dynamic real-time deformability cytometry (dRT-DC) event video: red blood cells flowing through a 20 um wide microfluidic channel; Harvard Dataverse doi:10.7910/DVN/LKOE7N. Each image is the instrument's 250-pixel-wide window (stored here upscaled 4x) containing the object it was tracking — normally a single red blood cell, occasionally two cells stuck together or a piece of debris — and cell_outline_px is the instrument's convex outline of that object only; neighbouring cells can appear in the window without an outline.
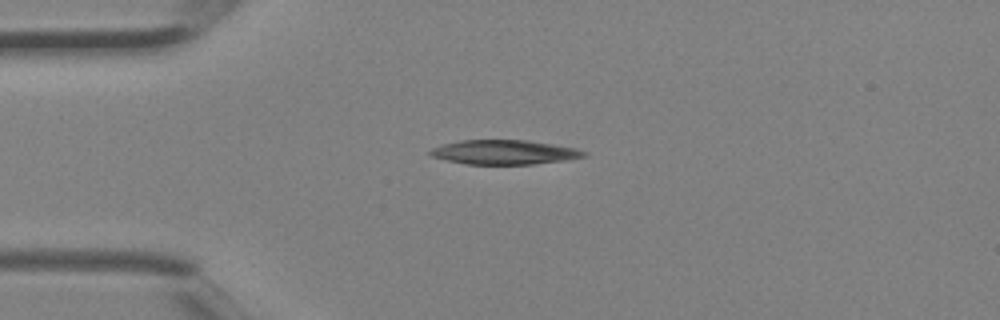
{"species": "Egyptian fruit bat (a non-hibernating species)", "species_latin": "Rousettus aegyptiacus", "temperature_condition": "room temperature", "stored_images_in_passage": 2, "camera_frame_rate_fps": 3000, "um_per_image_px": 0.085, "animal": {"sex": "female"}, "frame": {"image": 1, "passage_image": 1, "time_ms": 0.0, "image_size_px": [1000, 320], "cell_outline_px": [[588, 156], [564, 160], [532, 164], [464, 164], [432, 156], [428, 152], [432, 148], [440, 144], [460, 140], [528, 140], [576, 148], [588, 152]], "centroid_in_image_um": [42.86, 12.93], "position_along_channel_um": 42.1, "area_um2": 21.85}}
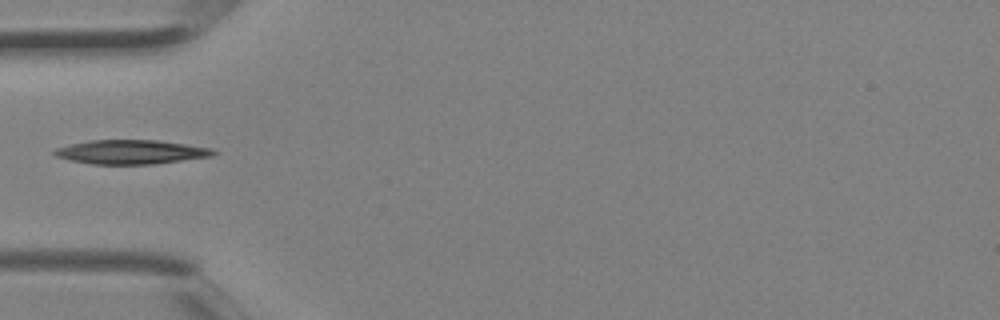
{"frame": {"image": 2, "passage_image": 2, "time_ms": 0.333, "image_size_px": [1000, 320], "cell_outline_px": [[220, 152], [212, 156], [152, 164], [92, 164], [68, 160], [56, 156], [52, 152], [56, 148], [88, 140], [160, 140], [212, 148]], "centroid_in_image_um": [11.15, 12.91], "position_along_channel_um": 73.8, "area_um2": 22.37}}